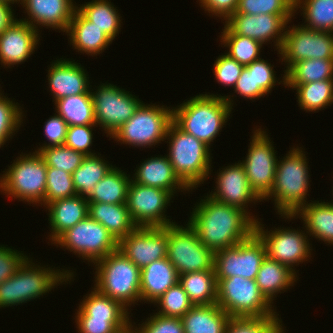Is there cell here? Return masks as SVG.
Returning <instances> with one entry per match:
<instances>
[{
	"label": "cell",
	"mask_w": 333,
	"mask_h": 333,
	"mask_svg": "<svg viewBox=\"0 0 333 333\" xmlns=\"http://www.w3.org/2000/svg\"><path fill=\"white\" fill-rule=\"evenodd\" d=\"M23 108L14 98L0 95V139L6 144L18 132L20 126H23Z\"/></svg>",
	"instance_id": "cell-43"
},
{
	"label": "cell",
	"mask_w": 333,
	"mask_h": 333,
	"mask_svg": "<svg viewBox=\"0 0 333 333\" xmlns=\"http://www.w3.org/2000/svg\"><path fill=\"white\" fill-rule=\"evenodd\" d=\"M273 64L262 58L253 61L247 65L248 69H254L255 88H260L266 95L271 93L276 83L286 85V73L284 72L281 81L277 80L276 72L273 69ZM279 81V82H278Z\"/></svg>",
	"instance_id": "cell-50"
},
{
	"label": "cell",
	"mask_w": 333,
	"mask_h": 333,
	"mask_svg": "<svg viewBox=\"0 0 333 333\" xmlns=\"http://www.w3.org/2000/svg\"><path fill=\"white\" fill-rule=\"evenodd\" d=\"M288 25L282 47L277 51L281 62H285V73L302 60H333V33L307 29L302 25Z\"/></svg>",
	"instance_id": "cell-15"
},
{
	"label": "cell",
	"mask_w": 333,
	"mask_h": 333,
	"mask_svg": "<svg viewBox=\"0 0 333 333\" xmlns=\"http://www.w3.org/2000/svg\"><path fill=\"white\" fill-rule=\"evenodd\" d=\"M39 154L43 157L47 167H53L73 174L81 165L85 155L64 145L51 146L42 149Z\"/></svg>",
	"instance_id": "cell-44"
},
{
	"label": "cell",
	"mask_w": 333,
	"mask_h": 333,
	"mask_svg": "<svg viewBox=\"0 0 333 333\" xmlns=\"http://www.w3.org/2000/svg\"><path fill=\"white\" fill-rule=\"evenodd\" d=\"M77 10L112 41L119 35L122 17L117 7L108 0H91L77 4Z\"/></svg>",
	"instance_id": "cell-32"
},
{
	"label": "cell",
	"mask_w": 333,
	"mask_h": 333,
	"mask_svg": "<svg viewBox=\"0 0 333 333\" xmlns=\"http://www.w3.org/2000/svg\"><path fill=\"white\" fill-rule=\"evenodd\" d=\"M234 95L197 94L172 108V121L211 148L234 109Z\"/></svg>",
	"instance_id": "cell-2"
},
{
	"label": "cell",
	"mask_w": 333,
	"mask_h": 333,
	"mask_svg": "<svg viewBox=\"0 0 333 333\" xmlns=\"http://www.w3.org/2000/svg\"><path fill=\"white\" fill-rule=\"evenodd\" d=\"M88 215L101 223L119 241L137 226L131 219L126 204L88 202Z\"/></svg>",
	"instance_id": "cell-31"
},
{
	"label": "cell",
	"mask_w": 333,
	"mask_h": 333,
	"mask_svg": "<svg viewBox=\"0 0 333 333\" xmlns=\"http://www.w3.org/2000/svg\"><path fill=\"white\" fill-rule=\"evenodd\" d=\"M325 79H333V60H302L286 72V84H306Z\"/></svg>",
	"instance_id": "cell-40"
},
{
	"label": "cell",
	"mask_w": 333,
	"mask_h": 333,
	"mask_svg": "<svg viewBox=\"0 0 333 333\" xmlns=\"http://www.w3.org/2000/svg\"><path fill=\"white\" fill-rule=\"evenodd\" d=\"M11 3L0 0V34L3 33L13 22L17 20Z\"/></svg>",
	"instance_id": "cell-57"
},
{
	"label": "cell",
	"mask_w": 333,
	"mask_h": 333,
	"mask_svg": "<svg viewBox=\"0 0 333 333\" xmlns=\"http://www.w3.org/2000/svg\"><path fill=\"white\" fill-rule=\"evenodd\" d=\"M220 44L222 47H227L226 54L235 59L239 64L247 66L253 61L261 58L260 52L263 48L262 44L249 37L233 34L225 25L222 29Z\"/></svg>",
	"instance_id": "cell-41"
},
{
	"label": "cell",
	"mask_w": 333,
	"mask_h": 333,
	"mask_svg": "<svg viewBox=\"0 0 333 333\" xmlns=\"http://www.w3.org/2000/svg\"><path fill=\"white\" fill-rule=\"evenodd\" d=\"M114 166L107 162L101 154L88 155L82 160L81 165L73 172L72 180L76 194L88 198L96 184Z\"/></svg>",
	"instance_id": "cell-35"
},
{
	"label": "cell",
	"mask_w": 333,
	"mask_h": 333,
	"mask_svg": "<svg viewBox=\"0 0 333 333\" xmlns=\"http://www.w3.org/2000/svg\"><path fill=\"white\" fill-rule=\"evenodd\" d=\"M175 195L171 192L141 185L131 180L128 186L126 205L137 227H166L176 223L169 219L167 206ZM167 208V209H166Z\"/></svg>",
	"instance_id": "cell-16"
},
{
	"label": "cell",
	"mask_w": 333,
	"mask_h": 333,
	"mask_svg": "<svg viewBox=\"0 0 333 333\" xmlns=\"http://www.w3.org/2000/svg\"><path fill=\"white\" fill-rule=\"evenodd\" d=\"M245 66L239 64L235 59L229 57L226 53L219 55L213 64V73L216 81L224 86L235 87L242 70Z\"/></svg>",
	"instance_id": "cell-49"
},
{
	"label": "cell",
	"mask_w": 333,
	"mask_h": 333,
	"mask_svg": "<svg viewBox=\"0 0 333 333\" xmlns=\"http://www.w3.org/2000/svg\"><path fill=\"white\" fill-rule=\"evenodd\" d=\"M93 127L97 125L69 126L64 144L75 151L82 152L85 156L95 155L91 151L94 137Z\"/></svg>",
	"instance_id": "cell-51"
},
{
	"label": "cell",
	"mask_w": 333,
	"mask_h": 333,
	"mask_svg": "<svg viewBox=\"0 0 333 333\" xmlns=\"http://www.w3.org/2000/svg\"><path fill=\"white\" fill-rule=\"evenodd\" d=\"M216 281V304L230 317H279L275 306L260 292L255 280L234 276Z\"/></svg>",
	"instance_id": "cell-8"
},
{
	"label": "cell",
	"mask_w": 333,
	"mask_h": 333,
	"mask_svg": "<svg viewBox=\"0 0 333 333\" xmlns=\"http://www.w3.org/2000/svg\"><path fill=\"white\" fill-rule=\"evenodd\" d=\"M75 317V318H74ZM78 333H114L131 320H108L100 316H74Z\"/></svg>",
	"instance_id": "cell-48"
},
{
	"label": "cell",
	"mask_w": 333,
	"mask_h": 333,
	"mask_svg": "<svg viewBox=\"0 0 333 333\" xmlns=\"http://www.w3.org/2000/svg\"><path fill=\"white\" fill-rule=\"evenodd\" d=\"M255 128L250 136L247 156L239 161L244 167L251 189L263 202L273 188L278 158L274 142L267 131L261 127Z\"/></svg>",
	"instance_id": "cell-14"
},
{
	"label": "cell",
	"mask_w": 333,
	"mask_h": 333,
	"mask_svg": "<svg viewBox=\"0 0 333 333\" xmlns=\"http://www.w3.org/2000/svg\"><path fill=\"white\" fill-rule=\"evenodd\" d=\"M77 195L73 186L72 174L53 167L47 169L45 207L56 200Z\"/></svg>",
	"instance_id": "cell-46"
},
{
	"label": "cell",
	"mask_w": 333,
	"mask_h": 333,
	"mask_svg": "<svg viewBox=\"0 0 333 333\" xmlns=\"http://www.w3.org/2000/svg\"><path fill=\"white\" fill-rule=\"evenodd\" d=\"M91 85L96 125L101 127L109 138L126 123L143 103L137 96L122 87L111 83Z\"/></svg>",
	"instance_id": "cell-12"
},
{
	"label": "cell",
	"mask_w": 333,
	"mask_h": 333,
	"mask_svg": "<svg viewBox=\"0 0 333 333\" xmlns=\"http://www.w3.org/2000/svg\"><path fill=\"white\" fill-rule=\"evenodd\" d=\"M45 208L46 211L48 209L47 215L51 227V233L48 235L50 237L47 239L52 245L65 231L85 219L89 211L87 198L79 195L53 201Z\"/></svg>",
	"instance_id": "cell-25"
},
{
	"label": "cell",
	"mask_w": 333,
	"mask_h": 333,
	"mask_svg": "<svg viewBox=\"0 0 333 333\" xmlns=\"http://www.w3.org/2000/svg\"><path fill=\"white\" fill-rule=\"evenodd\" d=\"M39 32L19 19L13 22L0 34V64L4 68H12L27 61L38 48Z\"/></svg>",
	"instance_id": "cell-21"
},
{
	"label": "cell",
	"mask_w": 333,
	"mask_h": 333,
	"mask_svg": "<svg viewBox=\"0 0 333 333\" xmlns=\"http://www.w3.org/2000/svg\"><path fill=\"white\" fill-rule=\"evenodd\" d=\"M4 145L6 144L0 139V148H2Z\"/></svg>",
	"instance_id": "cell-61"
},
{
	"label": "cell",
	"mask_w": 333,
	"mask_h": 333,
	"mask_svg": "<svg viewBox=\"0 0 333 333\" xmlns=\"http://www.w3.org/2000/svg\"><path fill=\"white\" fill-rule=\"evenodd\" d=\"M231 317L217 304L193 306L181 317L184 333H225Z\"/></svg>",
	"instance_id": "cell-30"
},
{
	"label": "cell",
	"mask_w": 333,
	"mask_h": 333,
	"mask_svg": "<svg viewBox=\"0 0 333 333\" xmlns=\"http://www.w3.org/2000/svg\"><path fill=\"white\" fill-rule=\"evenodd\" d=\"M0 245V284L13 276L23 262L29 257L13 249L12 246Z\"/></svg>",
	"instance_id": "cell-54"
},
{
	"label": "cell",
	"mask_w": 333,
	"mask_h": 333,
	"mask_svg": "<svg viewBox=\"0 0 333 333\" xmlns=\"http://www.w3.org/2000/svg\"><path fill=\"white\" fill-rule=\"evenodd\" d=\"M53 244L73 252L91 265L118 249L114 236L89 215L65 231Z\"/></svg>",
	"instance_id": "cell-11"
},
{
	"label": "cell",
	"mask_w": 333,
	"mask_h": 333,
	"mask_svg": "<svg viewBox=\"0 0 333 333\" xmlns=\"http://www.w3.org/2000/svg\"><path fill=\"white\" fill-rule=\"evenodd\" d=\"M131 175L114 166L95 186L88 202L126 204Z\"/></svg>",
	"instance_id": "cell-33"
},
{
	"label": "cell",
	"mask_w": 333,
	"mask_h": 333,
	"mask_svg": "<svg viewBox=\"0 0 333 333\" xmlns=\"http://www.w3.org/2000/svg\"><path fill=\"white\" fill-rule=\"evenodd\" d=\"M165 140L169 144L166 156L179 179L191 191L204 184L213 172L211 148L182 131L173 121L168 127Z\"/></svg>",
	"instance_id": "cell-5"
},
{
	"label": "cell",
	"mask_w": 333,
	"mask_h": 333,
	"mask_svg": "<svg viewBox=\"0 0 333 333\" xmlns=\"http://www.w3.org/2000/svg\"><path fill=\"white\" fill-rule=\"evenodd\" d=\"M233 89L234 93L239 94V97L241 96L245 100H259L266 95L260 88H255L254 69H248L246 66Z\"/></svg>",
	"instance_id": "cell-55"
},
{
	"label": "cell",
	"mask_w": 333,
	"mask_h": 333,
	"mask_svg": "<svg viewBox=\"0 0 333 333\" xmlns=\"http://www.w3.org/2000/svg\"><path fill=\"white\" fill-rule=\"evenodd\" d=\"M1 1H4V2H6V3H11V4H13L14 5V3L16 4V3H20V0H1Z\"/></svg>",
	"instance_id": "cell-60"
},
{
	"label": "cell",
	"mask_w": 333,
	"mask_h": 333,
	"mask_svg": "<svg viewBox=\"0 0 333 333\" xmlns=\"http://www.w3.org/2000/svg\"><path fill=\"white\" fill-rule=\"evenodd\" d=\"M114 333H140L137 325L134 326L132 322H128L124 327L117 329Z\"/></svg>",
	"instance_id": "cell-58"
},
{
	"label": "cell",
	"mask_w": 333,
	"mask_h": 333,
	"mask_svg": "<svg viewBox=\"0 0 333 333\" xmlns=\"http://www.w3.org/2000/svg\"><path fill=\"white\" fill-rule=\"evenodd\" d=\"M333 200H331V201H329L328 203L330 204V206L332 207V209H333V202H332Z\"/></svg>",
	"instance_id": "cell-62"
},
{
	"label": "cell",
	"mask_w": 333,
	"mask_h": 333,
	"mask_svg": "<svg viewBox=\"0 0 333 333\" xmlns=\"http://www.w3.org/2000/svg\"><path fill=\"white\" fill-rule=\"evenodd\" d=\"M172 107L142 103L135 114L110 137L121 145L150 148L165 141Z\"/></svg>",
	"instance_id": "cell-9"
},
{
	"label": "cell",
	"mask_w": 333,
	"mask_h": 333,
	"mask_svg": "<svg viewBox=\"0 0 333 333\" xmlns=\"http://www.w3.org/2000/svg\"><path fill=\"white\" fill-rule=\"evenodd\" d=\"M65 34L76 52L95 57L102 54L113 42L99 28L87 20L77 9Z\"/></svg>",
	"instance_id": "cell-27"
},
{
	"label": "cell",
	"mask_w": 333,
	"mask_h": 333,
	"mask_svg": "<svg viewBox=\"0 0 333 333\" xmlns=\"http://www.w3.org/2000/svg\"><path fill=\"white\" fill-rule=\"evenodd\" d=\"M55 111L69 126L96 125L91 94H80L54 101Z\"/></svg>",
	"instance_id": "cell-37"
},
{
	"label": "cell",
	"mask_w": 333,
	"mask_h": 333,
	"mask_svg": "<svg viewBox=\"0 0 333 333\" xmlns=\"http://www.w3.org/2000/svg\"><path fill=\"white\" fill-rule=\"evenodd\" d=\"M152 304L158 307L156 314L178 318L184 316L194 306L179 282Z\"/></svg>",
	"instance_id": "cell-42"
},
{
	"label": "cell",
	"mask_w": 333,
	"mask_h": 333,
	"mask_svg": "<svg viewBox=\"0 0 333 333\" xmlns=\"http://www.w3.org/2000/svg\"><path fill=\"white\" fill-rule=\"evenodd\" d=\"M179 282V275L167 257L156 260L141 269L140 303L155 302Z\"/></svg>",
	"instance_id": "cell-26"
},
{
	"label": "cell",
	"mask_w": 333,
	"mask_h": 333,
	"mask_svg": "<svg viewBox=\"0 0 333 333\" xmlns=\"http://www.w3.org/2000/svg\"><path fill=\"white\" fill-rule=\"evenodd\" d=\"M239 14L295 15V0H239Z\"/></svg>",
	"instance_id": "cell-45"
},
{
	"label": "cell",
	"mask_w": 333,
	"mask_h": 333,
	"mask_svg": "<svg viewBox=\"0 0 333 333\" xmlns=\"http://www.w3.org/2000/svg\"><path fill=\"white\" fill-rule=\"evenodd\" d=\"M287 265L266 256L255 278L260 292L273 305L276 296L294 286L299 278ZM284 291V292H283Z\"/></svg>",
	"instance_id": "cell-29"
},
{
	"label": "cell",
	"mask_w": 333,
	"mask_h": 333,
	"mask_svg": "<svg viewBox=\"0 0 333 333\" xmlns=\"http://www.w3.org/2000/svg\"><path fill=\"white\" fill-rule=\"evenodd\" d=\"M295 15L239 14L235 12L223 24L236 35L252 38L262 45L272 40L276 51H280L287 24Z\"/></svg>",
	"instance_id": "cell-18"
},
{
	"label": "cell",
	"mask_w": 333,
	"mask_h": 333,
	"mask_svg": "<svg viewBox=\"0 0 333 333\" xmlns=\"http://www.w3.org/2000/svg\"><path fill=\"white\" fill-rule=\"evenodd\" d=\"M32 259L28 257L13 276L0 284V309L40 299L60 284L74 281L75 272L70 268L42 266Z\"/></svg>",
	"instance_id": "cell-4"
},
{
	"label": "cell",
	"mask_w": 333,
	"mask_h": 333,
	"mask_svg": "<svg viewBox=\"0 0 333 333\" xmlns=\"http://www.w3.org/2000/svg\"><path fill=\"white\" fill-rule=\"evenodd\" d=\"M284 87L296 90L298 106L306 112L316 113L333 104V79L306 84H286Z\"/></svg>",
	"instance_id": "cell-36"
},
{
	"label": "cell",
	"mask_w": 333,
	"mask_h": 333,
	"mask_svg": "<svg viewBox=\"0 0 333 333\" xmlns=\"http://www.w3.org/2000/svg\"><path fill=\"white\" fill-rule=\"evenodd\" d=\"M91 292L83 296L78 305L75 316H100L108 320H131L132 313L128 312L120 302L101 294L94 287Z\"/></svg>",
	"instance_id": "cell-38"
},
{
	"label": "cell",
	"mask_w": 333,
	"mask_h": 333,
	"mask_svg": "<svg viewBox=\"0 0 333 333\" xmlns=\"http://www.w3.org/2000/svg\"><path fill=\"white\" fill-rule=\"evenodd\" d=\"M166 257L178 275L214 270V252L199 240L188 222L184 227L178 223L168 225Z\"/></svg>",
	"instance_id": "cell-10"
},
{
	"label": "cell",
	"mask_w": 333,
	"mask_h": 333,
	"mask_svg": "<svg viewBox=\"0 0 333 333\" xmlns=\"http://www.w3.org/2000/svg\"><path fill=\"white\" fill-rule=\"evenodd\" d=\"M264 229V224L260 220L255 222L254 233L263 242L266 256L287 265L297 274L298 271L294 267L311 259L313 250L305 228L304 231L281 226L270 231L268 228Z\"/></svg>",
	"instance_id": "cell-13"
},
{
	"label": "cell",
	"mask_w": 333,
	"mask_h": 333,
	"mask_svg": "<svg viewBox=\"0 0 333 333\" xmlns=\"http://www.w3.org/2000/svg\"><path fill=\"white\" fill-rule=\"evenodd\" d=\"M297 10L302 11L303 27L333 33V0H295Z\"/></svg>",
	"instance_id": "cell-39"
},
{
	"label": "cell",
	"mask_w": 333,
	"mask_h": 333,
	"mask_svg": "<svg viewBox=\"0 0 333 333\" xmlns=\"http://www.w3.org/2000/svg\"><path fill=\"white\" fill-rule=\"evenodd\" d=\"M134 170L131 180L149 187H157L171 192H191L190 189L175 174L166 154L151 157L141 162ZM178 189V190H177Z\"/></svg>",
	"instance_id": "cell-24"
},
{
	"label": "cell",
	"mask_w": 333,
	"mask_h": 333,
	"mask_svg": "<svg viewBox=\"0 0 333 333\" xmlns=\"http://www.w3.org/2000/svg\"><path fill=\"white\" fill-rule=\"evenodd\" d=\"M280 320L279 317H231L225 333H268Z\"/></svg>",
	"instance_id": "cell-47"
},
{
	"label": "cell",
	"mask_w": 333,
	"mask_h": 333,
	"mask_svg": "<svg viewBox=\"0 0 333 333\" xmlns=\"http://www.w3.org/2000/svg\"><path fill=\"white\" fill-rule=\"evenodd\" d=\"M311 202L300 208L294 215H281L283 219H302L305 231L309 237L323 241L326 245H333V209L325 200H310ZM295 218V219H294Z\"/></svg>",
	"instance_id": "cell-28"
},
{
	"label": "cell",
	"mask_w": 333,
	"mask_h": 333,
	"mask_svg": "<svg viewBox=\"0 0 333 333\" xmlns=\"http://www.w3.org/2000/svg\"><path fill=\"white\" fill-rule=\"evenodd\" d=\"M179 283L194 306L217 303L215 270L189 272L179 275Z\"/></svg>",
	"instance_id": "cell-34"
},
{
	"label": "cell",
	"mask_w": 333,
	"mask_h": 333,
	"mask_svg": "<svg viewBox=\"0 0 333 333\" xmlns=\"http://www.w3.org/2000/svg\"><path fill=\"white\" fill-rule=\"evenodd\" d=\"M152 314L145 322L137 324L140 333H184L181 318Z\"/></svg>",
	"instance_id": "cell-52"
},
{
	"label": "cell",
	"mask_w": 333,
	"mask_h": 333,
	"mask_svg": "<svg viewBox=\"0 0 333 333\" xmlns=\"http://www.w3.org/2000/svg\"><path fill=\"white\" fill-rule=\"evenodd\" d=\"M168 225L166 227H136L118 241V250L140 270L167 256Z\"/></svg>",
	"instance_id": "cell-19"
},
{
	"label": "cell",
	"mask_w": 333,
	"mask_h": 333,
	"mask_svg": "<svg viewBox=\"0 0 333 333\" xmlns=\"http://www.w3.org/2000/svg\"><path fill=\"white\" fill-rule=\"evenodd\" d=\"M199 6L205 13H209V16H216L219 19L225 21L229 16L234 14L237 10L239 0H197ZM218 16V17H217Z\"/></svg>",
	"instance_id": "cell-56"
},
{
	"label": "cell",
	"mask_w": 333,
	"mask_h": 333,
	"mask_svg": "<svg viewBox=\"0 0 333 333\" xmlns=\"http://www.w3.org/2000/svg\"><path fill=\"white\" fill-rule=\"evenodd\" d=\"M188 224L213 252L233 247L254 233L255 220L244 210L220 203L208 195L196 202Z\"/></svg>",
	"instance_id": "cell-1"
},
{
	"label": "cell",
	"mask_w": 333,
	"mask_h": 333,
	"mask_svg": "<svg viewBox=\"0 0 333 333\" xmlns=\"http://www.w3.org/2000/svg\"><path fill=\"white\" fill-rule=\"evenodd\" d=\"M69 125L62 119L59 114H55L49 117L44 123V133L47 138V142H44L42 146L35 149L34 152H40L42 149L64 145L67 130Z\"/></svg>",
	"instance_id": "cell-53"
},
{
	"label": "cell",
	"mask_w": 333,
	"mask_h": 333,
	"mask_svg": "<svg viewBox=\"0 0 333 333\" xmlns=\"http://www.w3.org/2000/svg\"><path fill=\"white\" fill-rule=\"evenodd\" d=\"M93 266L97 291L120 302L128 310L140 302L141 270L121 251L111 252Z\"/></svg>",
	"instance_id": "cell-6"
},
{
	"label": "cell",
	"mask_w": 333,
	"mask_h": 333,
	"mask_svg": "<svg viewBox=\"0 0 333 333\" xmlns=\"http://www.w3.org/2000/svg\"><path fill=\"white\" fill-rule=\"evenodd\" d=\"M302 147L293 146L277 161L273 188L263 200H273L278 215H294L307 205L310 168ZM309 170V171H308Z\"/></svg>",
	"instance_id": "cell-3"
},
{
	"label": "cell",
	"mask_w": 333,
	"mask_h": 333,
	"mask_svg": "<svg viewBox=\"0 0 333 333\" xmlns=\"http://www.w3.org/2000/svg\"><path fill=\"white\" fill-rule=\"evenodd\" d=\"M46 75L48 90L53 101L80 94H91L89 74L84 66L72 59L60 58L52 61ZM90 85V86H89Z\"/></svg>",
	"instance_id": "cell-22"
},
{
	"label": "cell",
	"mask_w": 333,
	"mask_h": 333,
	"mask_svg": "<svg viewBox=\"0 0 333 333\" xmlns=\"http://www.w3.org/2000/svg\"><path fill=\"white\" fill-rule=\"evenodd\" d=\"M282 319L268 333H285Z\"/></svg>",
	"instance_id": "cell-59"
},
{
	"label": "cell",
	"mask_w": 333,
	"mask_h": 333,
	"mask_svg": "<svg viewBox=\"0 0 333 333\" xmlns=\"http://www.w3.org/2000/svg\"><path fill=\"white\" fill-rule=\"evenodd\" d=\"M20 4L28 15L21 21L37 30L42 26L55 31L57 29L59 33L67 31L77 9L74 0H20Z\"/></svg>",
	"instance_id": "cell-23"
},
{
	"label": "cell",
	"mask_w": 333,
	"mask_h": 333,
	"mask_svg": "<svg viewBox=\"0 0 333 333\" xmlns=\"http://www.w3.org/2000/svg\"><path fill=\"white\" fill-rule=\"evenodd\" d=\"M266 257L263 242L253 233L233 247L214 252L216 279L239 276L255 280L262 261Z\"/></svg>",
	"instance_id": "cell-17"
},
{
	"label": "cell",
	"mask_w": 333,
	"mask_h": 333,
	"mask_svg": "<svg viewBox=\"0 0 333 333\" xmlns=\"http://www.w3.org/2000/svg\"><path fill=\"white\" fill-rule=\"evenodd\" d=\"M217 176L215 177L216 187L211 190L210 194H207L212 199L244 210L251 217L258 221L257 216L250 214V210L247 209L248 204L261 202L262 200L257 196V194L251 189L244 167L240 161L235 164H228V166L217 170ZM249 210V211H248Z\"/></svg>",
	"instance_id": "cell-20"
},
{
	"label": "cell",
	"mask_w": 333,
	"mask_h": 333,
	"mask_svg": "<svg viewBox=\"0 0 333 333\" xmlns=\"http://www.w3.org/2000/svg\"><path fill=\"white\" fill-rule=\"evenodd\" d=\"M21 153L0 174V192L25 204L45 207L48 167L38 152Z\"/></svg>",
	"instance_id": "cell-7"
}]
</instances>
